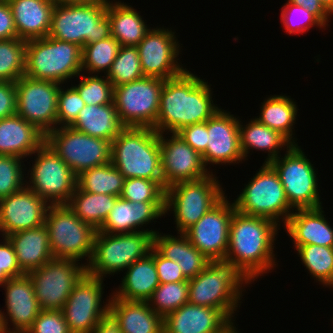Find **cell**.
Instances as JSON below:
<instances>
[{"label": "cell", "instance_id": "6da1fadb", "mask_svg": "<svg viewBox=\"0 0 333 333\" xmlns=\"http://www.w3.org/2000/svg\"><path fill=\"white\" fill-rule=\"evenodd\" d=\"M279 224L260 216L234 211L229 227V244L224 262L236 268L252 284L274 270L275 240Z\"/></svg>", "mask_w": 333, "mask_h": 333}, {"label": "cell", "instance_id": "7a4b0ae2", "mask_svg": "<svg viewBox=\"0 0 333 333\" xmlns=\"http://www.w3.org/2000/svg\"><path fill=\"white\" fill-rule=\"evenodd\" d=\"M210 87L211 84L187 69L175 78L164 80L155 130L166 135L207 121L220 108L213 103Z\"/></svg>", "mask_w": 333, "mask_h": 333}, {"label": "cell", "instance_id": "3957f363", "mask_svg": "<svg viewBox=\"0 0 333 333\" xmlns=\"http://www.w3.org/2000/svg\"><path fill=\"white\" fill-rule=\"evenodd\" d=\"M188 284L189 303L219 309L230 321H235L243 288L251 283L228 263L212 261L197 276L188 279Z\"/></svg>", "mask_w": 333, "mask_h": 333}, {"label": "cell", "instance_id": "277c9868", "mask_svg": "<svg viewBox=\"0 0 333 333\" xmlns=\"http://www.w3.org/2000/svg\"><path fill=\"white\" fill-rule=\"evenodd\" d=\"M111 163L125 179L163 180L159 133L150 127H126L111 143Z\"/></svg>", "mask_w": 333, "mask_h": 333}, {"label": "cell", "instance_id": "5b68a950", "mask_svg": "<svg viewBox=\"0 0 333 333\" xmlns=\"http://www.w3.org/2000/svg\"><path fill=\"white\" fill-rule=\"evenodd\" d=\"M107 3L69 4L56 1L49 37L83 48L111 36Z\"/></svg>", "mask_w": 333, "mask_h": 333}, {"label": "cell", "instance_id": "8992f818", "mask_svg": "<svg viewBox=\"0 0 333 333\" xmlns=\"http://www.w3.org/2000/svg\"><path fill=\"white\" fill-rule=\"evenodd\" d=\"M82 73V48L49 36L26 41L25 75L66 84ZM70 78V79H69Z\"/></svg>", "mask_w": 333, "mask_h": 333}, {"label": "cell", "instance_id": "52a82bcc", "mask_svg": "<svg viewBox=\"0 0 333 333\" xmlns=\"http://www.w3.org/2000/svg\"><path fill=\"white\" fill-rule=\"evenodd\" d=\"M154 247V234L148 231L108 234L97 231L87 273L104 279L126 270ZM108 275V276H107Z\"/></svg>", "mask_w": 333, "mask_h": 333}, {"label": "cell", "instance_id": "ba28073f", "mask_svg": "<svg viewBox=\"0 0 333 333\" xmlns=\"http://www.w3.org/2000/svg\"><path fill=\"white\" fill-rule=\"evenodd\" d=\"M258 170L233 200L235 210L244 215L271 219L279 226L280 223L285 225L295 209L288 202L279 176L269 163H263Z\"/></svg>", "mask_w": 333, "mask_h": 333}, {"label": "cell", "instance_id": "9c48e42d", "mask_svg": "<svg viewBox=\"0 0 333 333\" xmlns=\"http://www.w3.org/2000/svg\"><path fill=\"white\" fill-rule=\"evenodd\" d=\"M49 244L54 259H85L88 265L93 253L97 230L83 222L67 204L50 205L45 216Z\"/></svg>", "mask_w": 333, "mask_h": 333}, {"label": "cell", "instance_id": "30bf717a", "mask_svg": "<svg viewBox=\"0 0 333 333\" xmlns=\"http://www.w3.org/2000/svg\"><path fill=\"white\" fill-rule=\"evenodd\" d=\"M213 172L200 180L180 182L166 188L165 215L173 213L177 233H184L224 196L218 177Z\"/></svg>", "mask_w": 333, "mask_h": 333}, {"label": "cell", "instance_id": "8fae6325", "mask_svg": "<svg viewBox=\"0 0 333 333\" xmlns=\"http://www.w3.org/2000/svg\"><path fill=\"white\" fill-rule=\"evenodd\" d=\"M305 155L300 146L292 145L283 156L269 163L277 172L288 202L294 209L322 206L318 192V171Z\"/></svg>", "mask_w": 333, "mask_h": 333}, {"label": "cell", "instance_id": "7c38bea8", "mask_svg": "<svg viewBox=\"0 0 333 333\" xmlns=\"http://www.w3.org/2000/svg\"><path fill=\"white\" fill-rule=\"evenodd\" d=\"M33 154L26 186L49 205L67 204L77 186V176L45 142Z\"/></svg>", "mask_w": 333, "mask_h": 333}, {"label": "cell", "instance_id": "4fadbf2b", "mask_svg": "<svg viewBox=\"0 0 333 333\" xmlns=\"http://www.w3.org/2000/svg\"><path fill=\"white\" fill-rule=\"evenodd\" d=\"M45 143L76 176L111 162V141L92 137L71 126L50 131L45 135Z\"/></svg>", "mask_w": 333, "mask_h": 333}, {"label": "cell", "instance_id": "5bb4252c", "mask_svg": "<svg viewBox=\"0 0 333 333\" xmlns=\"http://www.w3.org/2000/svg\"><path fill=\"white\" fill-rule=\"evenodd\" d=\"M164 80L144 76L114 87L113 102L126 127H150L155 130Z\"/></svg>", "mask_w": 333, "mask_h": 333}, {"label": "cell", "instance_id": "9a60e30c", "mask_svg": "<svg viewBox=\"0 0 333 333\" xmlns=\"http://www.w3.org/2000/svg\"><path fill=\"white\" fill-rule=\"evenodd\" d=\"M86 266L71 259H52L27 274L32 280L36 299L43 310H61Z\"/></svg>", "mask_w": 333, "mask_h": 333}, {"label": "cell", "instance_id": "2e32d148", "mask_svg": "<svg viewBox=\"0 0 333 333\" xmlns=\"http://www.w3.org/2000/svg\"><path fill=\"white\" fill-rule=\"evenodd\" d=\"M103 280L86 272L70 293L61 310L71 333H91L109 315L112 294L104 302Z\"/></svg>", "mask_w": 333, "mask_h": 333}, {"label": "cell", "instance_id": "e0dca14e", "mask_svg": "<svg viewBox=\"0 0 333 333\" xmlns=\"http://www.w3.org/2000/svg\"><path fill=\"white\" fill-rule=\"evenodd\" d=\"M16 114L44 135L57 128V101L61 84L22 76L16 82Z\"/></svg>", "mask_w": 333, "mask_h": 333}, {"label": "cell", "instance_id": "ac0fdd59", "mask_svg": "<svg viewBox=\"0 0 333 333\" xmlns=\"http://www.w3.org/2000/svg\"><path fill=\"white\" fill-rule=\"evenodd\" d=\"M175 31L151 28L136 46L144 76L168 80L181 75L186 68L179 62L180 46Z\"/></svg>", "mask_w": 333, "mask_h": 333}, {"label": "cell", "instance_id": "d6986e66", "mask_svg": "<svg viewBox=\"0 0 333 333\" xmlns=\"http://www.w3.org/2000/svg\"><path fill=\"white\" fill-rule=\"evenodd\" d=\"M225 195L184 234L211 261H224L229 244V227L235 206Z\"/></svg>", "mask_w": 333, "mask_h": 333}, {"label": "cell", "instance_id": "ffe728a7", "mask_svg": "<svg viewBox=\"0 0 333 333\" xmlns=\"http://www.w3.org/2000/svg\"><path fill=\"white\" fill-rule=\"evenodd\" d=\"M159 133L161 170L165 189L187 181L203 179L212 173L204 165L202 155L177 133Z\"/></svg>", "mask_w": 333, "mask_h": 333}, {"label": "cell", "instance_id": "44dd1931", "mask_svg": "<svg viewBox=\"0 0 333 333\" xmlns=\"http://www.w3.org/2000/svg\"><path fill=\"white\" fill-rule=\"evenodd\" d=\"M239 117L219 108L207 120V148L201 154L204 165H231L244 160L240 146Z\"/></svg>", "mask_w": 333, "mask_h": 333}, {"label": "cell", "instance_id": "7402d4cb", "mask_svg": "<svg viewBox=\"0 0 333 333\" xmlns=\"http://www.w3.org/2000/svg\"><path fill=\"white\" fill-rule=\"evenodd\" d=\"M49 206L27 186L0 199L1 237L44 225Z\"/></svg>", "mask_w": 333, "mask_h": 333}, {"label": "cell", "instance_id": "603a6c76", "mask_svg": "<svg viewBox=\"0 0 333 333\" xmlns=\"http://www.w3.org/2000/svg\"><path fill=\"white\" fill-rule=\"evenodd\" d=\"M0 287L5 288L6 306L5 313L0 310L2 328L26 332L42 310L36 299L32 280L28 274H24L10 278ZM8 323H12L13 328Z\"/></svg>", "mask_w": 333, "mask_h": 333}, {"label": "cell", "instance_id": "cb8c5ba5", "mask_svg": "<svg viewBox=\"0 0 333 333\" xmlns=\"http://www.w3.org/2000/svg\"><path fill=\"white\" fill-rule=\"evenodd\" d=\"M163 216H165V202L132 203L119 197L103 225L97 231L108 234L148 231L155 234L158 231L143 228L149 223L157 222L156 219Z\"/></svg>", "mask_w": 333, "mask_h": 333}, {"label": "cell", "instance_id": "d4e9b609", "mask_svg": "<svg viewBox=\"0 0 333 333\" xmlns=\"http://www.w3.org/2000/svg\"><path fill=\"white\" fill-rule=\"evenodd\" d=\"M230 322L219 309L188 302L163 318V333H219Z\"/></svg>", "mask_w": 333, "mask_h": 333}, {"label": "cell", "instance_id": "484cf974", "mask_svg": "<svg viewBox=\"0 0 333 333\" xmlns=\"http://www.w3.org/2000/svg\"><path fill=\"white\" fill-rule=\"evenodd\" d=\"M295 211V212H294ZM285 228L293 246L322 245L333 247V227L326 219L323 207L295 209Z\"/></svg>", "mask_w": 333, "mask_h": 333}, {"label": "cell", "instance_id": "4316f807", "mask_svg": "<svg viewBox=\"0 0 333 333\" xmlns=\"http://www.w3.org/2000/svg\"><path fill=\"white\" fill-rule=\"evenodd\" d=\"M19 39L29 41L49 35L55 0H7Z\"/></svg>", "mask_w": 333, "mask_h": 333}, {"label": "cell", "instance_id": "83f0119b", "mask_svg": "<svg viewBox=\"0 0 333 333\" xmlns=\"http://www.w3.org/2000/svg\"><path fill=\"white\" fill-rule=\"evenodd\" d=\"M45 142V135L18 114L0 120V155L25 159Z\"/></svg>", "mask_w": 333, "mask_h": 333}, {"label": "cell", "instance_id": "f1b7e54d", "mask_svg": "<svg viewBox=\"0 0 333 333\" xmlns=\"http://www.w3.org/2000/svg\"><path fill=\"white\" fill-rule=\"evenodd\" d=\"M109 314L122 333H163V317L147 301H126L112 295Z\"/></svg>", "mask_w": 333, "mask_h": 333}, {"label": "cell", "instance_id": "f546056e", "mask_svg": "<svg viewBox=\"0 0 333 333\" xmlns=\"http://www.w3.org/2000/svg\"><path fill=\"white\" fill-rule=\"evenodd\" d=\"M126 270L121 278L122 283L112 295L126 301H147L160 285L154 261V247L147 256L138 259Z\"/></svg>", "mask_w": 333, "mask_h": 333}, {"label": "cell", "instance_id": "4dcf8cb0", "mask_svg": "<svg viewBox=\"0 0 333 333\" xmlns=\"http://www.w3.org/2000/svg\"><path fill=\"white\" fill-rule=\"evenodd\" d=\"M154 234V248L166 259L175 261L187 279L194 278L212 261L192 245L184 233Z\"/></svg>", "mask_w": 333, "mask_h": 333}, {"label": "cell", "instance_id": "1f68e13d", "mask_svg": "<svg viewBox=\"0 0 333 333\" xmlns=\"http://www.w3.org/2000/svg\"><path fill=\"white\" fill-rule=\"evenodd\" d=\"M7 238L13 245L18 266L25 274L42 267L53 259L49 233L45 224L37 228L15 232L8 235Z\"/></svg>", "mask_w": 333, "mask_h": 333}, {"label": "cell", "instance_id": "d6a6232c", "mask_svg": "<svg viewBox=\"0 0 333 333\" xmlns=\"http://www.w3.org/2000/svg\"><path fill=\"white\" fill-rule=\"evenodd\" d=\"M113 1L107 3L106 11L110 21L111 36L119 42L120 46H137L151 27L143 20L140 12L131 5L119 0Z\"/></svg>", "mask_w": 333, "mask_h": 333}, {"label": "cell", "instance_id": "836d02e7", "mask_svg": "<svg viewBox=\"0 0 333 333\" xmlns=\"http://www.w3.org/2000/svg\"><path fill=\"white\" fill-rule=\"evenodd\" d=\"M71 127L111 142L126 128L118 117L114 104L85 105Z\"/></svg>", "mask_w": 333, "mask_h": 333}, {"label": "cell", "instance_id": "e575fe53", "mask_svg": "<svg viewBox=\"0 0 333 333\" xmlns=\"http://www.w3.org/2000/svg\"><path fill=\"white\" fill-rule=\"evenodd\" d=\"M241 122L240 120L239 134L244 160H248L250 150L255 149L256 151L268 152L264 163H270L281 155L280 151L283 148L285 150L292 146L283 135L260 123L256 118L250 119L246 125H242L243 122Z\"/></svg>", "mask_w": 333, "mask_h": 333}, {"label": "cell", "instance_id": "d590c367", "mask_svg": "<svg viewBox=\"0 0 333 333\" xmlns=\"http://www.w3.org/2000/svg\"><path fill=\"white\" fill-rule=\"evenodd\" d=\"M260 115L255 117L260 123L283 135L292 145H298L294 125L298 108L294 99L285 95H272L261 102Z\"/></svg>", "mask_w": 333, "mask_h": 333}, {"label": "cell", "instance_id": "8d00e7d4", "mask_svg": "<svg viewBox=\"0 0 333 333\" xmlns=\"http://www.w3.org/2000/svg\"><path fill=\"white\" fill-rule=\"evenodd\" d=\"M119 197L110 194H95L79 189L77 186L67 206L83 222L98 230L108 217Z\"/></svg>", "mask_w": 333, "mask_h": 333}, {"label": "cell", "instance_id": "74e56055", "mask_svg": "<svg viewBox=\"0 0 333 333\" xmlns=\"http://www.w3.org/2000/svg\"><path fill=\"white\" fill-rule=\"evenodd\" d=\"M77 187L95 194H110L120 197L124 175L111 163L85 170L77 175Z\"/></svg>", "mask_w": 333, "mask_h": 333}, {"label": "cell", "instance_id": "f35d334b", "mask_svg": "<svg viewBox=\"0 0 333 333\" xmlns=\"http://www.w3.org/2000/svg\"><path fill=\"white\" fill-rule=\"evenodd\" d=\"M294 247L311 277L319 284L333 288V247L313 244Z\"/></svg>", "mask_w": 333, "mask_h": 333}, {"label": "cell", "instance_id": "ab89813d", "mask_svg": "<svg viewBox=\"0 0 333 333\" xmlns=\"http://www.w3.org/2000/svg\"><path fill=\"white\" fill-rule=\"evenodd\" d=\"M119 48V42L112 36L84 45L82 48V72L85 74L104 72V75H106L118 54Z\"/></svg>", "mask_w": 333, "mask_h": 333}, {"label": "cell", "instance_id": "60d3db41", "mask_svg": "<svg viewBox=\"0 0 333 333\" xmlns=\"http://www.w3.org/2000/svg\"><path fill=\"white\" fill-rule=\"evenodd\" d=\"M26 41L0 40V81L16 82L25 75Z\"/></svg>", "mask_w": 333, "mask_h": 333}, {"label": "cell", "instance_id": "b9f144b4", "mask_svg": "<svg viewBox=\"0 0 333 333\" xmlns=\"http://www.w3.org/2000/svg\"><path fill=\"white\" fill-rule=\"evenodd\" d=\"M106 77L111 81L113 87L144 77L138 48L136 46H120Z\"/></svg>", "mask_w": 333, "mask_h": 333}, {"label": "cell", "instance_id": "7bdbcfd3", "mask_svg": "<svg viewBox=\"0 0 333 333\" xmlns=\"http://www.w3.org/2000/svg\"><path fill=\"white\" fill-rule=\"evenodd\" d=\"M188 281L160 283L147 300L149 306L163 318L188 303Z\"/></svg>", "mask_w": 333, "mask_h": 333}, {"label": "cell", "instance_id": "ee69618b", "mask_svg": "<svg viewBox=\"0 0 333 333\" xmlns=\"http://www.w3.org/2000/svg\"><path fill=\"white\" fill-rule=\"evenodd\" d=\"M79 76L81 77L80 83L73 85V87L78 91L86 105L114 104V87L105 75L87 74L86 76L82 72Z\"/></svg>", "mask_w": 333, "mask_h": 333}, {"label": "cell", "instance_id": "f6af8a7d", "mask_svg": "<svg viewBox=\"0 0 333 333\" xmlns=\"http://www.w3.org/2000/svg\"><path fill=\"white\" fill-rule=\"evenodd\" d=\"M129 202H165L166 189L163 180L127 178L120 196Z\"/></svg>", "mask_w": 333, "mask_h": 333}, {"label": "cell", "instance_id": "bcb514c9", "mask_svg": "<svg viewBox=\"0 0 333 333\" xmlns=\"http://www.w3.org/2000/svg\"><path fill=\"white\" fill-rule=\"evenodd\" d=\"M22 160L24 159L16 156L0 155V199L26 186V169H23L25 165H22Z\"/></svg>", "mask_w": 333, "mask_h": 333}, {"label": "cell", "instance_id": "7dc6e473", "mask_svg": "<svg viewBox=\"0 0 333 333\" xmlns=\"http://www.w3.org/2000/svg\"><path fill=\"white\" fill-rule=\"evenodd\" d=\"M281 23L286 33L303 34L316 26L320 29L326 27L307 9L290 3L288 0L281 9Z\"/></svg>", "mask_w": 333, "mask_h": 333}, {"label": "cell", "instance_id": "c3c4849f", "mask_svg": "<svg viewBox=\"0 0 333 333\" xmlns=\"http://www.w3.org/2000/svg\"><path fill=\"white\" fill-rule=\"evenodd\" d=\"M64 88L61 85L58 93L57 127L71 126L78 117L80 110L86 105L73 86Z\"/></svg>", "mask_w": 333, "mask_h": 333}, {"label": "cell", "instance_id": "681fc988", "mask_svg": "<svg viewBox=\"0 0 333 333\" xmlns=\"http://www.w3.org/2000/svg\"><path fill=\"white\" fill-rule=\"evenodd\" d=\"M26 333H71L62 310H41Z\"/></svg>", "mask_w": 333, "mask_h": 333}, {"label": "cell", "instance_id": "f907efd6", "mask_svg": "<svg viewBox=\"0 0 333 333\" xmlns=\"http://www.w3.org/2000/svg\"><path fill=\"white\" fill-rule=\"evenodd\" d=\"M0 242V286L10 278L24 275L17 263V257L12 243L7 237L2 236Z\"/></svg>", "mask_w": 333, "mask_h": 333}, {"label": "cell", "instance_id": "816d5d0a", "mask_svg": "<svg viewBox=\"0 0 333 333\" xmlns=\"http://www.w3.org/2000/svg\"><path fill=\"white\" fill-rule=\"evenodd\" d=\"M154 261L160 283L188 281L177 262L166 259L154 248Z\"/></svg>", "mask_w": 333, "mask_h": 333}, {"label": "cell", "instance_id": "f5cc1de1", "mask_svg": "<svg viewBox=\"0 0 333 333\" xmlns=\"http://www.w3.org/2000/svg\"><path fill=\"white\" fill-rule=\"evenodd\" d=\"M195 151L202 154L207 148V121L183 127L177 132Z\"/></svg>", "mask_w": 333, "mask_h": 333}, {"label": "cell", "instance_id": "db71d44e", "mask_svg": "<svg viewBox=\"0 0 333 333\" xmlns=\"http://www.w3.org/2000/svg\"><path fill=\"white\" fill-rule=\"evenodd\" d=\"M16 114V83L0 81V120Z\"/></svg>", "mask_w": 333, "mask_h": 333}, {"label": "cell", "instance_id": "11a10c76", "mask_svg": "<svg viewBox=\"0 0 333 333\" xmlns=\"http://www.w3.org/2000/svg\"><path fill=\"white\" fill-rule=\"evenodd\" d=\"M18 38L14 18L7 0H0V40Z\"/></svg>", "mask_w": 333, "mask_h": 333}, {"label": "cell", "instance_id": "9f6ffc18", "mask_svg": "<svg viewBox=\"0 0 333 333\" xmlns=\"http://www.w3.org/2000/svg\"><path fill=\"white\" fill-rule=\"evenodd\" d=\"M290 3L302 6L313 14L325 27L329 26L331 14L323 7L319 0H288Z\"/></svg>", "mask_w": 333, "mask_h": 333}, {"label": "cell", "instance_id": "6f0895ef", "mask_svg": "<svg viewBox=\"0 0 333 333\" xmlns=\"http://www.w3.org/2000/svg\"><path fill=\"white\" fill-rule=\"evenodd\" d=\"M91 333H122L119 324L109 314L101 319Z\"/></svg>", "mask_w": 333, "mask_h": 333}, {"label": "cell", "instance_id": "680465c9", "mask_svg": "<svg viewBox=\"0 0 333 333\" xmlns=\"http://www.w3.org/2000/svg\"><path fill=\"white\" fill-rule=\"evenodd\" d=\"M110 0H59L61 3L69 4H89V3H108Z\"/></svg>", "mask_w": 333, "mask_h": 333}, {"label": "cell", "instance_id": "91938a15", "mask_svg": "<svg viewBox=\"0 0 333 333\" xmlns=\"http://www.w3.org/2000/svg\"><path fill=\"white\" fill-rule=\"evenodd\" d=\"M235 322L231 321L225 328H223L219 333H238Z\"/></svg>", "mask_w": 333, "mask_h": 333}, {"label": "cell", "instance_id": "94428289", "mask_svg": "<svg viewBox=\"0 0 333 333\" xmlns=\"http://www.w3.org/2000/svg\"><path fill=\"white\" fill-rule=\"evenodd\" d=\"M323 7L333 16V0H319Z\"/></svg>", "mask_w": 333, "mask_h": 333}, {"label": "cell", "instance_id": "6125c7cd", "mask_svg": "<svg viewBox=\"0 0 333 333\" xmlns=\"http://www.w3.org/2000/svg\"><path fill=\"white\" fill-rule=\"evenodd\" d=\"M0 333H26L25 331L22 330H8L5 328H0Z\"/></svg>", "mask_w": 333, "mask_h": 333}]
</instances>
